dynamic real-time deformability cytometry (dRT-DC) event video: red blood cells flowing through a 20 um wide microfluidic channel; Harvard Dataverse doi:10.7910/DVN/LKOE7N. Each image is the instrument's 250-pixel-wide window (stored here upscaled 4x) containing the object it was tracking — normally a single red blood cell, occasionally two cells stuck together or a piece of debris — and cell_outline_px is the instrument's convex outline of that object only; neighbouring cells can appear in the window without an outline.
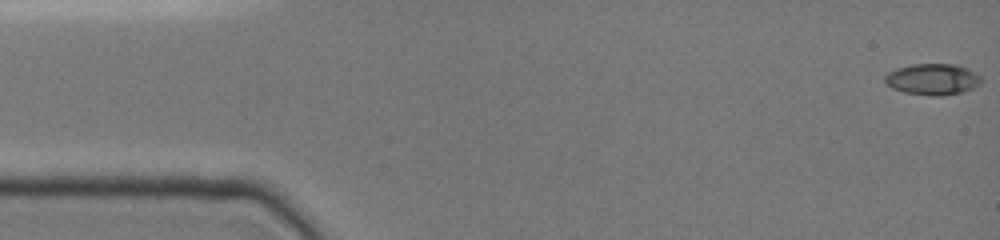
{"species": "common noctule bat (a hibernating species)", "species_latin": "Nyctalus noctula", "temperature_condition": "cold", "stored_images_in_passage": 8, "camera_frame_rate_fps": 3000, "um_per_image_px": 0.085, "animal": {"sex": "female", "body_mass_g": 19.0, "forearm_length_mm": 51.5}, "frame": {"image": 1, "passage_image": 1, "time_ms": 0.0, "image_size_px": [1000, 240], "cell_outline_px": [[984, 80], [980, 84], [964, 92], [940, 96], [932, 96], [904, 92], [892, 88], [884, 80], [884, 76], [888, 72], [896, 68], [912, 64], [956, 64], [968, 68], [980, 76]], "centroid_in_image_um": [79.29, 6.73], "position_along_channel_um": 5.7, "area_um2": 17.69}}
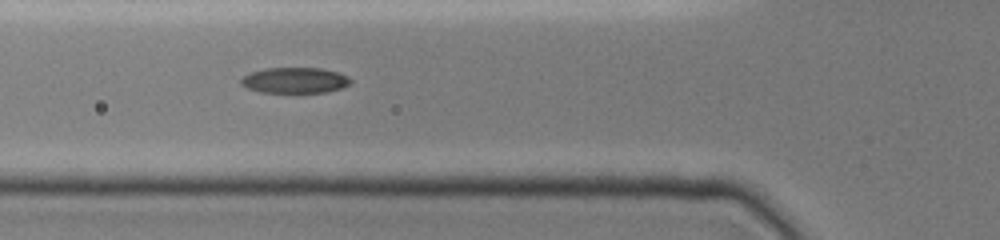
{"frame": {"image": 2, "passage_image": 7, "time_ms": 5.667, "image_size_px": [1000, 240], "cell_outline_px": [[352, 84], [340, 88], [324, 92], [260, 92], [248, 88], [240, 84], [240, 80], [248, 72], [264, 68], [324, 68], [348, 76], [352, 80]], "centroid_in_image_um": [25.05, 6.81], "position_along_channel_um": 100.8, "area_um2": 16.47}}
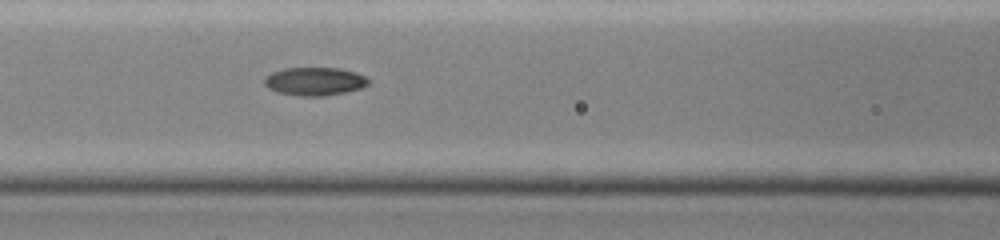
{"frame": {"image": 3, "passage_image": 8, "time_ms": 6.667, "image_size_px": [1000, 240], "cell_outline_px": [[372, 80], [368, 84], [360, 88], [344, 92], [324, 96], [300, 96], [276, 92], [268, 88], [264, 84], [264, 76], [272, 72], [284, 68], [340, 68], [356, 72]], "centroid_in_image_um": [26.73, 6.91], "position_along_channel_um": 139.9, "area_um2": 17.22}}